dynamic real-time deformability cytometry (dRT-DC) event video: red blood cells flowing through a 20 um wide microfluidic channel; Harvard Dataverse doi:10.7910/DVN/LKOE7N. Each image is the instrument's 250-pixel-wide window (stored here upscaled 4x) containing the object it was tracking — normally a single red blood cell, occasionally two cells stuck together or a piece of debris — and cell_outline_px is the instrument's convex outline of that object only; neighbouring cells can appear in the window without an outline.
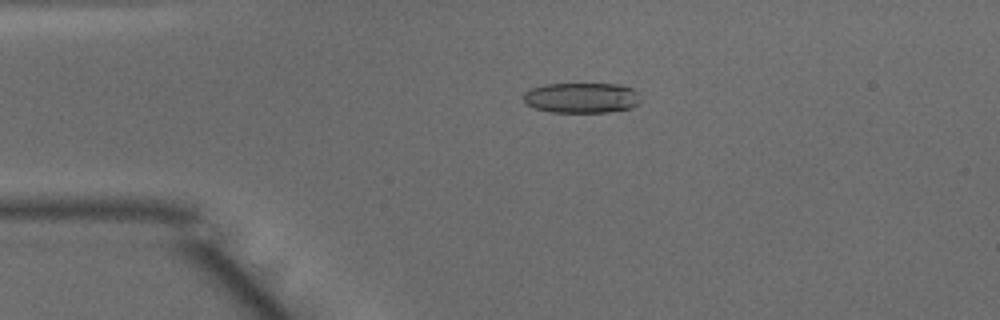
{"species": "common noctule bat (a hibernating species)", "species_latin": "Nyctalus noctula", "temperature_condition": "warm", "stored_images_in_passage": 50, "camera_frame_rate_fps": 3000, "um_per_image_px": 0.085, "animal": {"sex": "male", "body_mass_g": 15.6}, "frame": {"image": 1, "passage_image": 11, "time_ms": 3.333, "image_size_px": [1000, 320], "cell_outline_px": [[640, 100], [632, 108], [608, 112], [552, 112], [536, 108], [528, 104], [524, 100], [524, 92], [532, 88], [544, 84], [620, 84], [632, 88], [636, 92]], "centroid_in_image_um": [49.44, 8.31], "position_along_channel_um": 35.6, "area_um2": 20.58}}
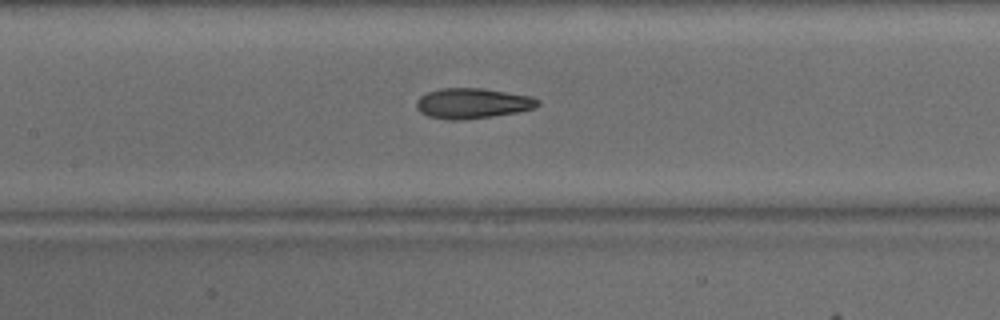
{"frame": {"image": 2, "passage_image": 23, "time_ms": 7.333, "image_size_px": [1000, 320], "cell_outline_px": [[540, 104], [536, 108], [516, 112], [492, 116], [464, 120], [448, 120], [428, 116], [420, 112], [416, 108], [416, 100], [420, 96], [428, 92], [440, 88], [484, 88], [532, 96], [540, 100]], "centroid_in_image_um": [40.17, 8.78], "position_along_channel_um": 167.2, "area_um2": 21.68}}
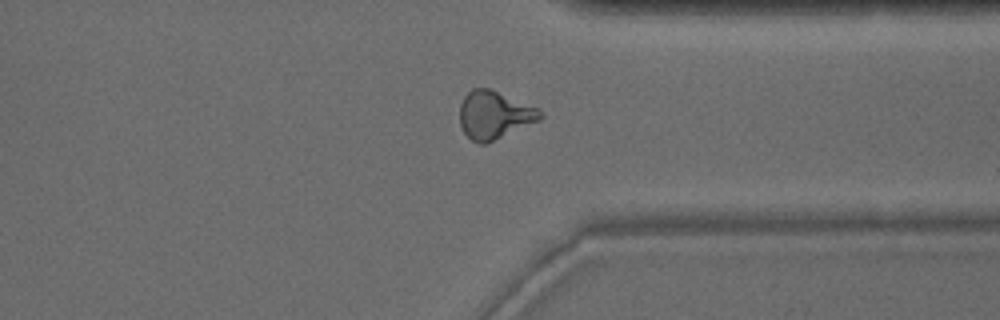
{"frame": {"image": 3, "passage_image": 38, "time_ms": 12.333, "image_size_px": [1000, 320], "cell_outline_px": [[544, 116], [540, 120], [484, 144], [480, 144], [472, 140], [464, 132], [460, 124], [460, 104], [464, 96], [472, 88], [488, 88], [540, 108]], "centroid_in_image_um": [42.02, 9.76], "position_along_channel_um": 369.4, "area_um2": 22.31}, "authors_computed_cell_mechanics": {"area_um2": 21.675, "velocity_mm_per_s": 4.0798, "shape_relaxation_time_tau1_ms": 6.1479, "shape_relaxation_time_tau2_ms": 1.9348, "deformation_change_tau1": 0.1966, "deformation_change_tau2": 0.1017}}